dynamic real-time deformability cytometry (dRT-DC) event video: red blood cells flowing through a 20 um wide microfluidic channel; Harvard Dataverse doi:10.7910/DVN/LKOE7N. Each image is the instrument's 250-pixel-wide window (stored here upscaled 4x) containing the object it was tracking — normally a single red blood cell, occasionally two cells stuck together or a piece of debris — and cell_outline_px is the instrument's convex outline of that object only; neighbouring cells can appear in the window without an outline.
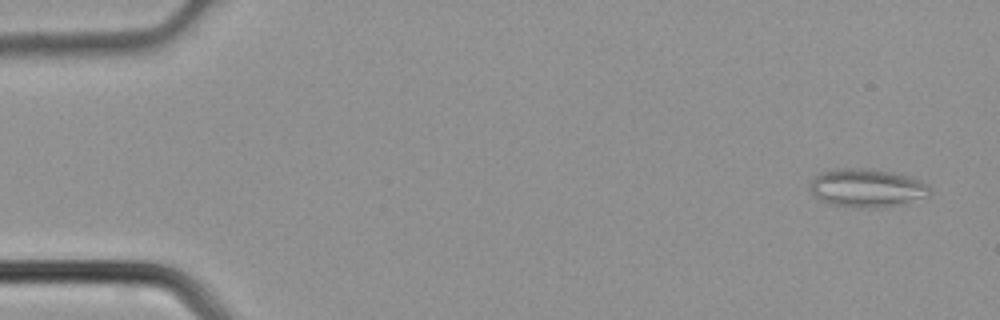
{"species": "common noctule bat (a hibernating species)", "species_latin": "Nyctalus noctula", "temperature_condition": "cold", "stored_images_in_passage": 4, "camera_frame_rate_fps": 3000, "um_per_image_px": 0.085, "animal": {"sex": "male", "body_mass_g": 21.5, "forearm_length_mm": 52.0}, "frame": {"image": 1, "passage_image": 1, "time_ms": 0.0, "image_size_px": [1000, 320], "cell_outline_px": [[932, 192], [928, 196], [900, 204], [876, 208], [856, 208], [828, 204], [816, 196], [812, 192], [812, 180], [820, 172], [844, 168], [868, 168], [892, 172], [908, 176], [920, 180], [928, 184], [932, 188]], "centroid_in_image_um": [73.73, 15.98], "position_along_channel_um": 11.3, "area_um2": 26.76}}